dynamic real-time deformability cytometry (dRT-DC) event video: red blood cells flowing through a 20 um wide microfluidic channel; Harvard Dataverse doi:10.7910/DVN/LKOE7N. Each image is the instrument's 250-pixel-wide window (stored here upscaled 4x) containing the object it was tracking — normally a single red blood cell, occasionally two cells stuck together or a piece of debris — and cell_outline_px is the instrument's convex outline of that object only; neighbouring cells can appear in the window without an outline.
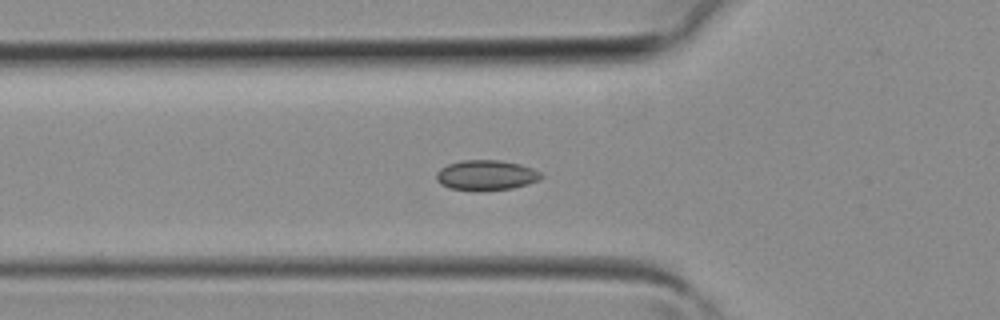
{"species": "common noctule bat (a hibernating species)", "species_latin": "Nyctalus noctula", "temperature_condition": "room temperature", "stored_images_in_passage": 39, "camera_frame_rate_fps": 3000, "um_per_image_px": 0.085, "animal": {"sex": "female", "body_mass_g": 19.3, "forearm_length_mm": 54.1}, "frame": {"image": 1, "passage_image": 12, "time_ms": 3.667, "image_size_px": [1000, 320], "cell_outline_px": [[544, 176], [540, 180], [528, 184], [512, 188], [480, 192], [476, 192], [448, 188], [440, 184], [436, 180], [436, 172], [440, 168], [448, 164], [460, 160], [500, 160], [520, 164], [532, 168], [540, 172]], "centroid_in_image_um": [41.3, 14.91], "position_along_channel_um": 84.5, "area_um2": 18.9}}
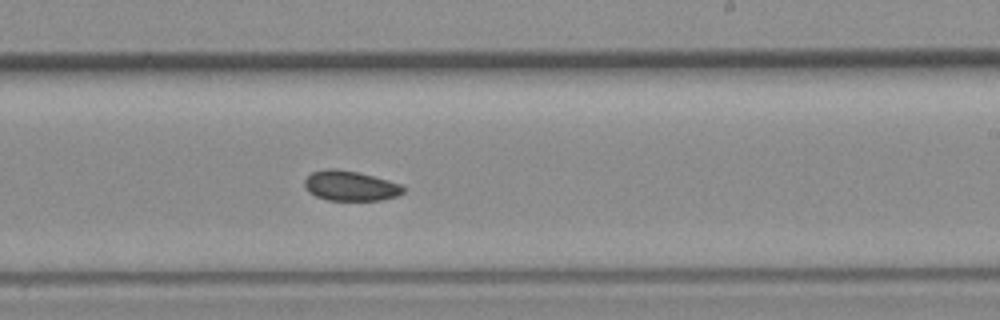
{"frame": {"image": 2, "passage_image": 22, "time_ms": 7.0, "image_size_px": [1000, 320], "cell_outline_px": [[404, 192], [396, 196], [380, 200], [328, 200], [316, 196], [308, 192], [304, 188], [304, 180], [312, 172], [328, 168], [336, 168], [356, 172], [388, 180], [400, 184], [404, 188]], "centroid_in_image_um": [29.74, 15.79], "position_along_channel_um": 259.3, "area_um2": 17.17}}
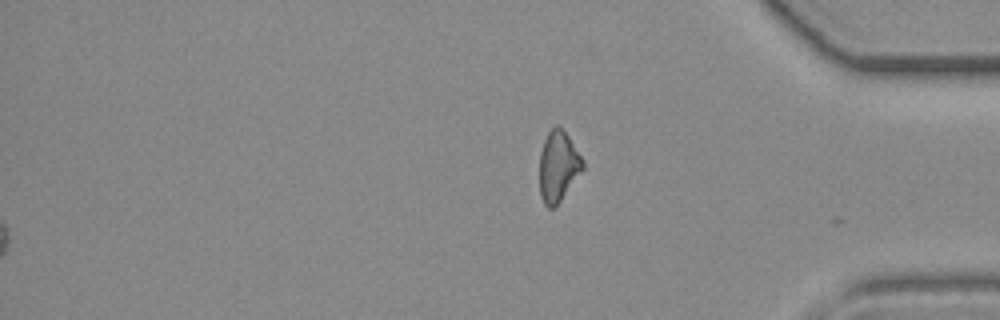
{"frame": {"image": 3, "passage_image": 39, "time_ms": 12.667, "image_size_px": [1000, 320], "cell_outline_px": [[584, 168], [560, 200], [552, 208], [548, 208], [544, 204], [540, 196], [540, 152], [544, 140], [548, 132], [556, 124], [560, 124], [584, 160]], "centroid_in_image_um": [47.44, 14.1], "position_along_channel_um": 387.8, "area_um2": 17.69}}